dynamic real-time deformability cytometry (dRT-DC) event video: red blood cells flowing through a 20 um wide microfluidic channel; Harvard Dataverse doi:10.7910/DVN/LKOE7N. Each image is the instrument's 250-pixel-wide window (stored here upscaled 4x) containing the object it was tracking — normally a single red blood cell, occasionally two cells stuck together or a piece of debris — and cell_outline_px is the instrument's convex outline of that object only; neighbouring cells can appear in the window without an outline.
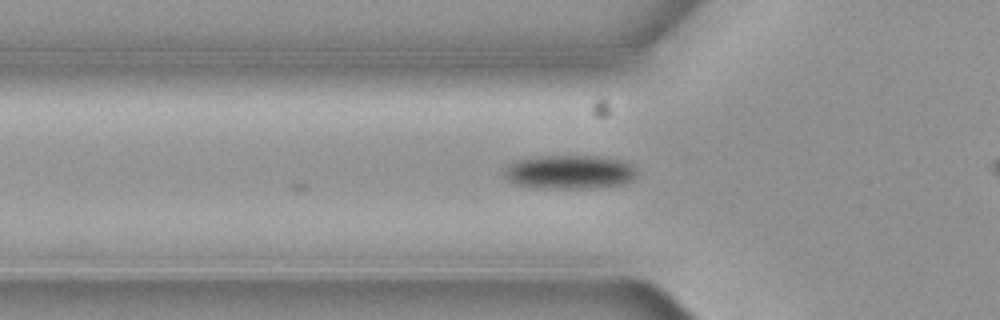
{"species": "common noctule bat (a hibernating species)", "species_latin": "Nyctalus noctula", "temperature_condition": "cold", "stored_images_in_passage": 6, "segment_of_instrument_passage": [1, 2], "camera_frame_rate_fps": 3000, "um_per_image_px": 0.085, "animal": {"sex": "female", "body_mass_g": 19.3, "forearm_length_mm": 54.1}, "frame": {"image": 1, "passage_image": 5, "time_ms": 1.333, "image_size_px": [1000, 320], "cell_outline_px": [[636, 176], [632, 180], [624, 184], [588, 188], [540, 188], [516, 184], [508, 180], [504, 176], [504, 168], [508, 164], [516, 160], [532, 156], [600, 156], [620, 160], [632, 164], [636, 168]], "centroid_in_image_um": [48.4, 14.61], "position_along_channel_um": 77.4, "area_um2": 26.41}}